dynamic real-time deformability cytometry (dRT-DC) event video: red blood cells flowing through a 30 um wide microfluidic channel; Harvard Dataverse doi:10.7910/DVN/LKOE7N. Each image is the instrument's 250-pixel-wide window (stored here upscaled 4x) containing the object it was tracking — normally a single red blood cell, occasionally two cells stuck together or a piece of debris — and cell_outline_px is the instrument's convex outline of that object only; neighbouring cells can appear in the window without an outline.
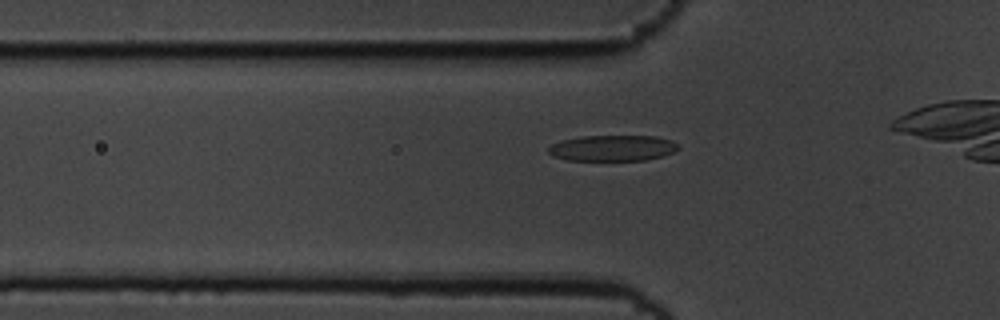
{"species": "common noctule bat (a hibernating species)", "species_latin": "Nyctalus noctula", "temperature_condition": "cold", "stored_images_in_passage": 36, "camera_frame_rate_fps": 3000, "um_per_image_px": 0.085, "animal": {"sex": "male", "body_mass_g": 19.5, "forearm_length_mm": 54.6}, "frame": {"image": 1, "passage_image": 8, "time_ms": 2.333, "image_size_px": [1000, 320], "cell_outline_px": [[680, 148], [672, 152], [660, 156], [644, 160], [568, 160], [552, 156], [548, 152], [548, 148], [552, 144], [560, 140], [580, 136], [656, 136], [672, 140], [680, 144]], "centroid_in_image_um": [52.06, 12.57], "position_along_channel_um": 73.7, "area_um2": 19.65}}
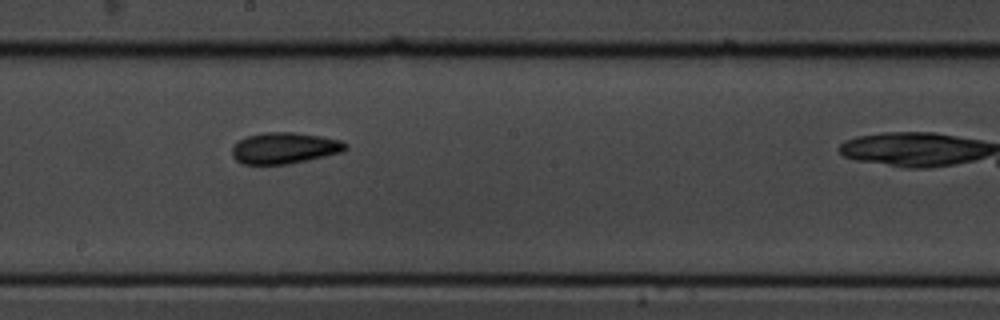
{"frame": {"image": 2, "passage_image": 21, "time_ms": 6.667, "image_size_px": [1000, 320], "cell_outline_px": [[348, 148], [344, 152], [308, 160], [288, 164], [244, 164], [236, 160], [232, 156], [232, 148], [244, 136], [264, 132], [296, 132], [320, 136], [340, 140], [348, 144]], "centroid_in_image_um": [24.21, 12.58], "position_along_channel_um": 224.0, "area_um2": 20.81}}
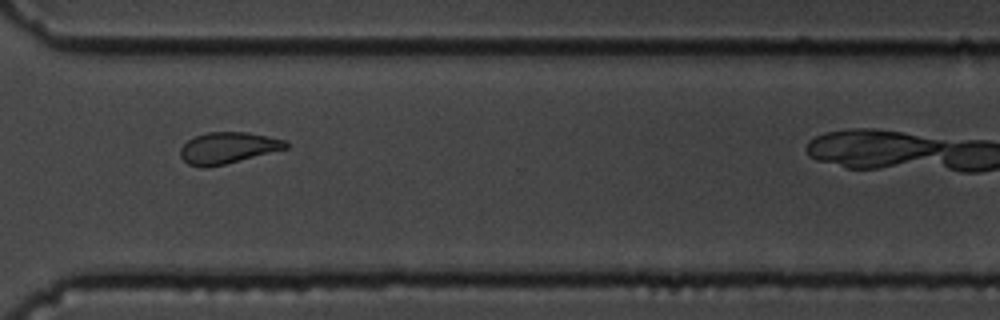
{"frame": {"image": 3, "passage_image": 32, "time_ms": 10.333, "image_size_px": [1000, 320], "cell_outline_px": [[288, 148], [224, 164], [204, 168], [188, 164], [180, 156], [180, 148], [188, 140], [196, 136], [208, 132], [248, 132], [268, 136], [284, 140], [288, 144]], "centroid_in_image_um": [19.35, 12.56], "position_along_channel_um": 351.2, "area_um2": 19.07}}